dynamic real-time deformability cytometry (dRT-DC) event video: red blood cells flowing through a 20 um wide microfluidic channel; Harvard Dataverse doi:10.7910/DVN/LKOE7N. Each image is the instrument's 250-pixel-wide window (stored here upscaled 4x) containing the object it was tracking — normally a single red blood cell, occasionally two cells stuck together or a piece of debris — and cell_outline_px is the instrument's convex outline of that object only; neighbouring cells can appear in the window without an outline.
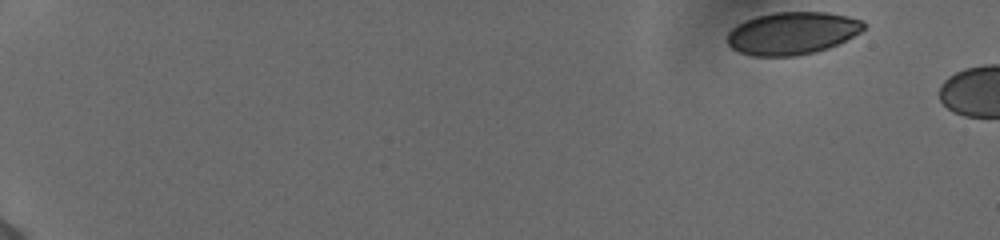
{"species": "human", "species_latin": "Homo sapiens", "temperature_condition": "cold", "stored_images_in_passage": 5, "camera_frame_rate_fps": 3000, "um_per_image_px": 0.085, "donor": {"sex": "female"}, "frame": {"image": 1, "passage_image": 1, "time_ms": 0.0, "image_size_px": [1000, 240], "cell_outline_px": [[864, 28], [860, 32], [828, 48], [812, 52], [792, 56], [752, 56], [740, 52], [732, 48], [728, 44], [728, 32], [736, 24], [744, 20], [756, 16], [776, 12], [828, 12], [864, 20]], "centroid_in_image_um": [67.31, 2.81], "position_along_channel_um": 17.7, "area_um2": 33.64}}